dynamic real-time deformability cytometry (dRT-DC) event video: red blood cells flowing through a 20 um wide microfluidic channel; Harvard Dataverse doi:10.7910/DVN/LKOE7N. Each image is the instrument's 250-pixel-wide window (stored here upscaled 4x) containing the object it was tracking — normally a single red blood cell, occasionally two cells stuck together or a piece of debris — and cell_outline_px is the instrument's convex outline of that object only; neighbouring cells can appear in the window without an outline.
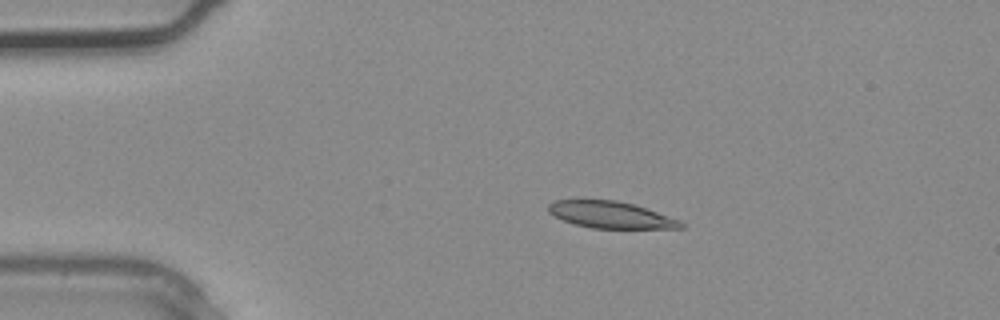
{"species": "common noctule bat (a hibernating species)", "species_latin": "Nyctalus noctula", "temperature_condition": "warm", "stored_images_in_passage": 2, "camera_frame_rate_fps": 3000, "um_per_image_px": 0.085, "animal": {"sex": "male", "body_mass_g": 20.4}, "frame": {"image": 1, "passage_image": 1, "time_ms": 0.0, "image_size_px": [1000, 320], "cell_outline_px": [[684, 228], [592, 228], [576, 224], [564, 220], [548, 212], [548, 204], [552, 200], [616, 200], [632, 204], [680, 220], [684, 224]], "centroid_in_image_um": [51.89, 18.26], "position_along_channel_um": 33.1, "area_um2": 20.29}}
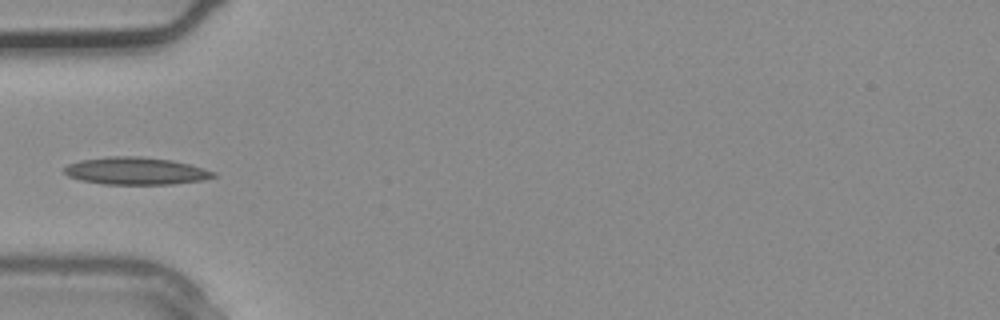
{"frame": {"image": 2, "passage_image": 2, "time_ms": 0.333, "image_size_px": [1000, 320], "cell_outline_px": [[216, 176], [204, 180], [172, 184], [104, 184], [80, 180], [68, 176], [64, 172], [64, 168], [68, 164], [80, 160], [108, 156], [140, 156], [172, 160], [188, 164], [216, 172]], "centroid_in_image_um": [11.53, 14.53], "position_along_channel_um": 73.5, "area_um2": 23.81}}